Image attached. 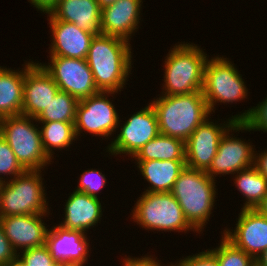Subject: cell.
<instances>
[{
  "label": "cell",
  "mask_w": 267,
  "mask_h": 266,
  "mask_svg": "<svg viewBox=\"0 0 267 266\" xmlns=\"http://www.w3.org/2000/svg\"><path fill=\"white\" fill-rule=\"evenodd\" d=\"M131 44L110 35H95L86 56L98 91L121 92L132 70Z\"/></svg>",
  "instance_id": "1"
},
{
  "label": "cell",
  "mask_w": 267,
  "mask_h": 266,
  "mask_svg": "<svg viewBox=\"0 0 267 266\" xmlns=\"http://www.w3.org/2000/svg\"><path fill=\"white\" fill-rule=\"evenodd\" d=\"M161 134L186 142L211 115L202 91L182 95H160L150 102Z\"/></svg>",
  "instance_id": "2"
},
{
  "label": "cell",
  "mask_w": 267,
  "mask_h": 266,
  "mask_svg": "<svg viewBox=\"0 0 267 266\" xmlns=\"http://www.w3.org/2000/svg\"><path fill=\"white\" fill-rule=\"evenodd\" d=\"M216 182L206 171L185 167L171 190L188 223L200 233L210 221L217 197Z\"/></svg>",
  "instance_id": "3"
},
{
  "label": "cell",
  "mask_w": 267,
  "mask_h": 266,
  "mask_svg": "<svg viewBox=\"0 0 267 266\" xmlns=\"http://www.w3.org/2000/svg\"><path fill=\"white\" fill-rule=\"evenodd\" d=\"M208 58L202 48L193 43L181 42L171 47L163 65L165 75L161 95L202 91Z\"/></svg>",
  "instance_id": "4"
},
{
  "label": "cell",
  "mask_w": 267,
  "mask_h": 266,
  "mask_svg": "<svg viewBox=\"0 0 267 266\" xmlns=\"http://www.w3.org/2000/svg\"><path fill=\"white\" fill-rule=\"evenodd\" d=\"M34 121L35 118L23 114L0 119V136L7 141L26 171L43 170L53 162L44 151L40 127Z\"/></svg>",
  "instance_id": "5"
},
{
  "label": "cell",
  "mask_w": 267,
  "mask_h": 266,
  "mask_svg": "<svg viewBox=\"0 0 267 266\" xmlns=\"http://www.w3.org/2000/svg\"><path fill=\"white\" fill-rule=\"evenodd\" d=\"M132 219L145 230L197 232L186 220L171 192H143L132 210Z\"/></svg>",
  "instance_id": "6"
},
{
  "label": "cell",
  "mask_w": 267,
  "mask_h": 266,
  "mask_svg": "<svg viewBox=\"0 0 267 266\" xmlns=\"http://www.w3.org/2000/svg\"><path fill=\"white\" fill-rule=\"evenodd\" d=\"M41 172V170H28L10 181L3 182L0 217L28 214L49 215L47 193Z\"/></svg>",
  "instance_id": "7"
},
{
  "label": "cell",
  "mask_w": 267,
  "mask_h": 266,
  "mask_svg": "<svg viewBox=\"0 0 267 266\" xmlns=\"http://www.w3.org/2000/svg\"><path fill=\"white\" fill-rule=\"evenodd\" d=\"M234 65L229 58L219 55L206 62L202 94L211 114L219 102L232 104L247 99L249 89Z\"/></svg>",
  "instance_id": "8"
},
{
  "label": "cell",
  "mask_w": 267,
  "mask_h": 266,
  "mask_svg": "<svg viewBox=\"0 0 267 266\" xmlns=\"http://www.w3.org/2000/svg\"><path fill=\"white\" fill-rule=\"evenodd\" d=\"M114 94L116 92L99 91L79 100L74 122L77 139L83 131L102 139H109L117 131L120 118L112 101L108 99V96L113 97Z\"/></svg>",
  "instance_id": "9"
},
{
  "label": "cell",
  "mask_w": 267,
  "mask_h": 266,
  "mask_svg": "<svg viewBox=\"0 0 267 266\" xmlns=\"http://www.w3.org/2000/svg\"><path fill=\"white\" fill-rule=\"evenodd\" d=\"M118 136L111 141L106 151L111 155L126 154L131 158L150 140L160 134L156 113L153 106H148L135 112L120 126Z\"/></svg>",
  "instance_id": "10"
},
{
  "label": "cell",
  "mask_w": 267,
  "mask_h": 266,
  "mask_svg": "<svg viewBox=\"0 0 267 266\" xmlns=\"http://www.w3.org/2000/svg\"><path fill=\"white\" fill-rule=\"evenodd\" d=\"M50 63H40L59 87L78 100L98 93L93 74L86 59L49 56Z\"/></svg>",
  "instance_id": "11"
},
{
  "label": "cell",
  "mask_w": 267,
  "mask_h": 266,
  "mask_svg": "<svg viewBox=\"0 0 267 266\" xmlns=\"http://www.w3.org/2000/svg\"><path fill=\"white\" fill-rule=\"evenodd\" d=\"M243 132L242 122H236L229 128L221 137L217 153L213 158L210 168L206 173L216 179L217 175H234L239 171L245 170L254 166V145L251 142H246V139L237 138L230 134L233 131ZM231 135V136H230ZM253 146V147H252Z\"/></svg>",
  "instance_id": "12"
},
{
  "label": "cell",
  "mask_w": 267,
  "mask_h": 266,
  "mask_svg": "<svg viewBox=\"0 0 267 266\" xmlns=\"http://www.w3.org/2000/svg\"><path fill=\"white\" fill-rule=\"evenodd\" d=\"M229 118L219 124L208 118L196 128L185 142L186 167L202 171L210 168L221 137L236 123L232 117Z\"/></svg>",
  "instance_id": "13"
},
{
  "label": "cell",
  "mask_w": 267,
  "mask_h": 266,
  "mask_svg": "<svg viewBox=\"0 0 267 266\" xmlns=\"http://www.w3.org/2000/svg\"><path fill=\"white\" fill-rule=\"evenodd\" d=\"M238 215L234 230L225 227L222 234L256 260L267 249V216L244 208Z\"/></svg>",
  "instance_id": "14"
},
{
  "label": "cell",
  "mask_w": 267,
  "mask_h": 266,
  "mask_svg": "<svg viewBox=\"0 0 267 266\" xmlns=\"http://www.w3.org/2000/svg\"><path fill=\"white\" fill-rule=\"evenodd\" d=\"M22 114L37 118L60 91L39 61L25 64Z\"/></svg>",
  "instance_id": "15"
},
{
  "label": "cell",
  "mask_w": 267,
  "mask_h": 266,
  "mask_svg": "<svg viewBox=\"0 0 267 266\" xmlns=\"http://www.w3.org/2000/svg\"><path fill=\"white\" fill-rule=\"evenodd\" d=\"M47 214L11 215L0 217L5 236L18 252L46 245L48 226L42 218ZM19 249V250H18Z\"/></svg>",
  "instance_id": "16"
},
{
  "label": "cell",
  "mask_w": 267,
  "mask_h": 266,
  "mask_svg": "<svg viewBox=\"0 0 267 266\" xmlns=\"http://www.w3.org/2000/svg\"><path fill=\"white\" fill-rule=\"evenodd\" d=\"M142 1L117 0L102 9L101 34L118 37L130 43L132 35L139 28Z\"/></svg>",
  "instance_id": "17"
},
{
  "label": "cell",
  "mask_w": 267,
  "mask_h": 266,
  "mask_svg": "<svg viewBox=\"0 0 267 266\" xmlns=\"http://www.w3.org/2000/svg\"><path fill=\"white\" fill-rule=\"evenodd\" d=\"M52 42L50 56L86 59L95 34L78 28L74 23L48 19Z\"/></svg>",
  "instance_id": "18"
},
{
  "label": "cell",
  "mask_w": 267,
  "mask_h": 266,
  "mask_svg": "<svg viewBox=\"0 0 267 266\" xmlns=\"http://www.w3.org/2000/svg\"><path fill=\"white\" fill-rule=\"evenodd\" d=\"M86 235L81 231L65 229L56 224L48 230L46 246L54 259L60 263L86 264L88 256L90 258V240Z\"/></svg>",
  "instance_id": "19"
},
{
  "label": "cell",
  "mask_w": 267,
  "mask_h": 266,
  "mask_svg": "<svg viewBox=\"0 0 267 266\" xmlns=\"http://www.w3.org/2000/svg\"><path fill=\"white\" fill-rule=\"evenodd\" d=\"M47 19L74 23L78 28L95 35L101 34V9L96 0H58Z\"/></svg>",
  "instance_id": "20"
},
{
  "label": "cell",
  "mask_w": 267,
  "mask_h": 266,
  "mask_svg": "<svg viewBox=\"0 0 267 266\" xmlns=\"http://www.w3.org/2000/svg\"><path fill=\"white\" fill-rule=\"evenodd\" d=\"M64 211V220L59 225L85 234L88 229L100 223L103 216L100 199L75 190L68 197Z\"/></svg>",
  "instance_id": "21"
},
{
  "label": "cell",
  "mask_w": 267,
  "mask_h": 266,
  "mask_svg": "<svg viewBox=\"0 0 267 266\" xmlns=\"http://www.w3.org/2000/svg\"><path fill=\"white\" fill-rule=\"evenodd\" d=\"M140 173L150 183L144 192H171L180 172L186 167L185 161L149 160L135 161Z\"/></svg>",
  "instance_id": "22"
},
{
  "label": "cell",
  "mask_w": 267,
  "mask_h": 266,
  "mask_svg": "<svg viewBox=\"0 0 267 266\" xmlns=\"http://www.w3.org/2000/svg\"><path fill=\"white\" fill-rule=\"evenodd\" d=\"M22 69L0 66V119L22 114L25 66Z\"/></svg>",
  "instance_id": "23"
},
{
  "label": "cell",
  "mask_w": 267,
  "mask_h": 266,
  "mask_svg": "<svg viewBox=\"0 0 267 266\" xmlns=\"http://www.w3.org/2000/svg\"><path fill=\"white\" fill-rule=\"evenodd\" d=\"M185 152L183 140L160 133L146 143L132 158H135V161H185Z\"/></svg>",
  "instance_id": "24"
},
{
  "label": "cell",
  "mask_w": 267,
  "mask_h": 266,
  "mask_svg": "<svg viewBox=\"0 0 267 266\" xmlns=\"http://www.w3.org/2000/svg\"><path fill=\"white\" fill-rule=\"evenodd\" d=\"M233 178L236 188L245 196L242 209H256L267 195V179L254 166L239 171Z\"/></svg>",
  "instance_id": "25"
},
{
  "label": "cell",
  "mask_w": 267,
  "mask_h": 266,
  "mask_svg": "<svg viewBox=\"0 0 267 266\" xmlns=\"http://www.w3.org/2000/svg\"><path fill=\"white\" fill-rule=\"evenodd\" d=\"M40 128L42 145L47 156L52 160L55 152L71 146L77 139L74 122H38ZM74 140V141H73Z\"/></svg>",
  "instance_id": "26"
},
{
  "label": "cell",
  "mask_w": 267,
  "mask_h": 266,
  "mask_svg": "<svg viewBox=\"0 0 267 266\" xmlns=\"http://www.w3.org/2000/svg\"><path fill=\"white\" fill-rule=\"evenodd\" d=\"M79 100L72 95L59 91L47 108L36 118L37 122H75Z\"/></svg>",
  "instance_id": "27"
},
{
  "label": "cell",
  "mask_w": 267,
  "mask_h": 266,
  "mask_svg": "<svg viewBox=\"0 0 267 266\" xmlns=\"http://www.w3.org/2000/svg\"><path fill=\"white\" fill-rule=\"evenodd\" d=\"M219 246L207 249L217 260L218 266H256L255 259L237 248L224 235Z\"/></svg>",
  "instance_id": "28"
},
{
  "label": "cell",
  "mask_w": 267,
  "mask_h": 266,
  "mask_svg": "<svg viewBox=\"0 0 267 266\" xmlns=\"http://www.w3.org/2000/svg\"><path fill=\"white\" fill-rule=\"evenodd\" d=\"M245 112L232 115L236 122H242L244 131H263L267 133V97L255 107L248 108Z\"/></svg>",
  "instance_id": "29"
},
{
  "label": "cell",
  "mask_w": 267,
  "mask_h": 266,
  "mask_svg": "<svg viewBox=\"0 0 267 266\" xmlns=\"http://www.w3.org/2000/svg\"><path fill=\"white\" fill-rule=\"evenodd\" d=\"M25 171L26 170L18 162L16 155L8 145L7 141L2 136H0V181H7L5 175L10 176L8 180L10 181L16 176L21 175ZM2 175L5 179L2 177Z\"/></svg>",
  "instance_id": "30"
},
{
  "label": "cell",
  "mask_w": 267,
  "mask_h": 266,
  "mask_svg": "<svg viewBox=\"0 0 267 266\" xmlns=\"http://www.w3.org/2000/svg\"><path fill=\"white\" fill-rule=\"evenodd\" d=\"M106 181L107 179L105 174H102L99 169H88L79 177V184L75 188V191L82 192L99 199L98 193L102 188H104V186H106Z\"/></svg>",
  "instance_id": "31"
},
{
  "label": "cell",
  "mask_w": 267,
  "mask_h": 266,
  "mask_svg": "<svg viewBox=\"0 0 267 266\" xmlns=\"http://www.w3.org/2000/svg\"><path fill=\"white\" fill-rule=\"evenodd\" d=\"M18 256L27 266H60L61 264L54 259L46 245L23 250L18 252Z\"/></svg>",
  "instance_id": "32"
},
{
  "label": "cell",
  "mask_w": 267,
  "mask_h": 266,
  "mask_svg": "<svg viewBox=\"0 0 267 266\" xmlns=\"http://www.w3.org/2000/svg\"><path fill=\"white\" fill-rule=\"evenodd\" d=\"M179 262V263H178ZM173 266H218L216 258L206 249L202 252L180 258Z\"/></svg>",
  "instance_id": "33"
},
{
  "label": "cell",
  "mask_w": 267,
  "mask_h": 266,
  "mask_svg": "<svg viewBox=\"0 0 267 266\" xmlns=\"http://www.w3.org/2000/svg\"><path fill=\"white\" fill-rule=\"evenodd\" d=\"M17 255L18 253L13 249L0 224V266L8 264Z\"/></svg>",
  "instance_id": "34"
},
{
  "label": "cell",
  "mask_w": 267,
  "mask_h": 266,
  "mask_svg": "<svg viewBox=\"0 0 267 266\" xmlns=\"http://www.w3.org/2000/svg\"><path fill=\"white\" fill-rule=\"evenodd\" d=\"M141 257L142 258L140 257L132 258V256H129L127 258H124L122 265L124 264L123 266H163L161 263H159L160 260H157V257L156 259L153 258L152 255L149 256L145 255ZM167 266H173V263Z\"/></svg>",
  "instance_id": "35"
},
{
  "label": "cell",
  "mask_w": 267,
  "mask_h": 266,
  "mask_svg": "<svg viewBox=\"0 0 267 266\" xmlns=\"http://www.w3.org/2000/svg\"><path fill=\"white\" fill-rule=\"evenodd\" d=\"M254 151V167L267 179V150L261 153Z\"/></svg>",
  "instance_id": "36"
},
{
  "label": "cell",
  "mask_w": 267,
  "mask_h": 266,
  "mask_svg": "<svg viewBox=\"0 0 267 266\" xmlns=\"http://www.w3.org/2000/svg\"><path fill=\"white\" fill-rule=\"evenodd\" d=\"M58 0H28L33 7H36L37 10L41 13H47L50 9L57 3Z\"/></svg>",
  "instance_id": "37"
},
{
  "label": "cell",
  "mask_w": 267,
  "mask_h": 266,
  "mask_svg": "<svg viewBox=\"0 0 267 266\" xmlns=\"http://www.w3.org/2000/svg\"><path fill=\"white\" fill-rule=\"evenodd\" d=\"M256 266H267V249L255 260Z\"/></svg>",
  "instance_id": "38"
},
{
  "label": "cell",
  "mask_w": 267,
  "mask_h": 266,
  "mask_svg": "<svg viewBox=\"0 0 267 266\" xmlns=\"http://www.w3.org/2000/svg\"><path fill=\"white\" fill-rule=\"evenodd\" d=\"M262 215L267 216V195L264 197L263 201L256 208Z\"/></svg>",
  "instance_id": "39"
},
{
  "label": "cell",
  "mask_w": 267,
  "mask_h": 266,
  "mask_svg": "<svg viewBox=\"0 0 267 266\" xmlns=\"http://www.w3.org/2000/svg\"><path fill=\"white\" fill-rule=\"evenodd\" d=\"M4 266H27V264L23 262V260L17 255L8 264Z\"/></svg>",
  "instance_id": "40"
},
{
  "label": "cell",
  "mask_w": 267,
  "mask_h": 266,
  "mask_svg": "<svg viewBox=\"0 0 267 266\" xmlns=\"http://www.w3.org/2000/svg\"><path fill=\"white\" fill-rule=\"evenodd\" d=\"M100 9H104L105 7L110 6L111 4L115 3L117 0H96Z\"/></svg>",
  "instance_id": "41"
},
{
  "label": "cell",
  "mask_w": 267,
  "mask_h": 266,
  "mask_svg": "<svg viewBox=\"0 0 267 266\" xmlns=\"http://www.w3.org/2000/svg\"><path fill=\"white\" fill-rule=\"evenodd\" d=\"M60 266H85L82 263H61Z\"/></svg>",
  "instance_id": "42"
},
{
  "label": "cell",
  "mask_w": 267,
  "mask_h": 266,
  "mask_svg": "<svg viewBox=\"0 0 267 266\" xmlns=\"http://www.w3.org/2000/svg\"><path fill=\"white\" fill-rule=\"evenodd\" d=\"M2 186H3V182L0 181V205H1V192H2Z\"/></svg>",
  "instance_id": "43"
}]
</instances>
